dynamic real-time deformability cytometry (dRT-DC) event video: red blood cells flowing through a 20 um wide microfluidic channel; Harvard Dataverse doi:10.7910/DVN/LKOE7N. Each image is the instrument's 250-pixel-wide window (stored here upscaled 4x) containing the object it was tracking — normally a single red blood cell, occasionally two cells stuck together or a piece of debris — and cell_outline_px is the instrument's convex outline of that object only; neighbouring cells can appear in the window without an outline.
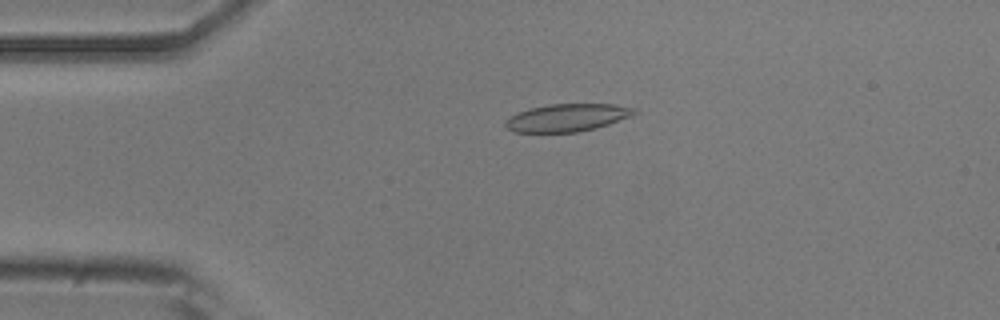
{"species": "common noctule bat (a hibernating species)", "species_latin": "Nyctalus noctula", "temperature_condition": "room temperature", "stored_images_in_passage": 52, "camera_frame_rate_fps": 3000, "um_per_image_px": 0.085, "animal": {"sex": "male", "body_mass_g": 20.5, "forearm_length_mm": 52.5}, "frame": {"image": 1, "passage_image": 11, "time_ms": 3.333, "image_size_px": [1000, 320], "cell_outline_px": [[640, 112], [632, 116], [596, 128], [576, 132], [512, 132], [504, 124], [504, 120], [528, 108], [548, 104], [612, 104], [636, 108]], "centroid_in_image_um": [48.24, 9.99], "position_along_channel_um": 36.8, "area_um2": 20.81}}
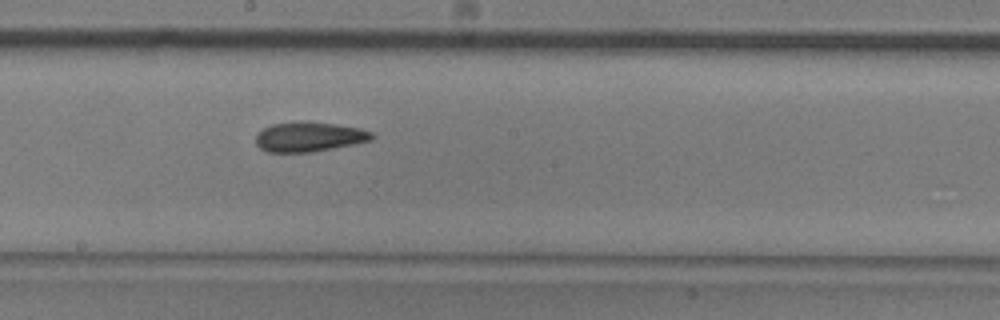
{"frame": {"image": 2, "passage_image": 28, "time_ms": 9.0, "image_size_px": [1000, 320], "cell_outline_px": [[376, 136], [372, 140], [312, 152], [268, 152], [260, 148], [256, 144], [256, 132], [272, 124], [304, 120], [308, 120], [336, 124], [360, 128], [372, 132]], "centroid_in_image_um": [26.27, 11.61], "position_along_channel_um": 221.9, "area_um2": 20.35}}
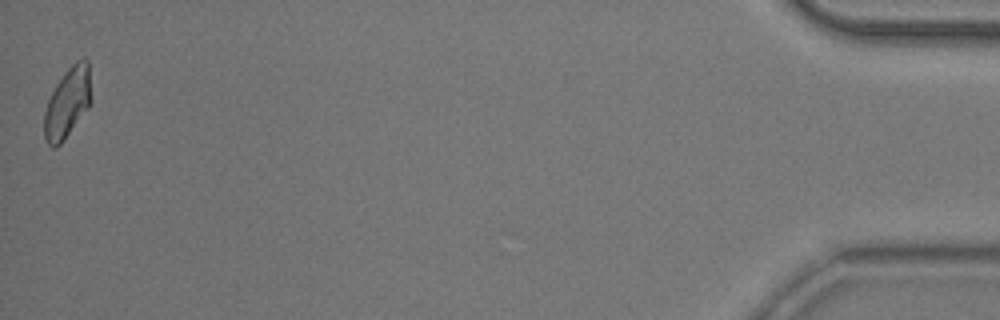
{"frame": {"image": 3, "passage_image": 52, "time_ms": 17.0, "image_size_px": [1000, 320], "cell_outline_px": [[92, 100], [88, 108], [64, 140], [56, 148], [52, 148], [44, 140], [44, 112], [48, 100], [56, 84], [64, 72], [76, 60], [88, 60]], "centroid_in_image_um": [5.73, 8.76], "position_along_channel_um": 429.5, "area_um2": 19.31}, "authors_computed_cell_mechanics": {"area_um2": 20.2589, "velocity_mm_per_s": 3.7985, "shape_relaxation_time_tau1_ms": 7.3321, "shape_relaxation_time_tau2_ms": 2.1052, "deformation_change_tau1": 0.1642, "deformation_change_tau2": 0.08}}